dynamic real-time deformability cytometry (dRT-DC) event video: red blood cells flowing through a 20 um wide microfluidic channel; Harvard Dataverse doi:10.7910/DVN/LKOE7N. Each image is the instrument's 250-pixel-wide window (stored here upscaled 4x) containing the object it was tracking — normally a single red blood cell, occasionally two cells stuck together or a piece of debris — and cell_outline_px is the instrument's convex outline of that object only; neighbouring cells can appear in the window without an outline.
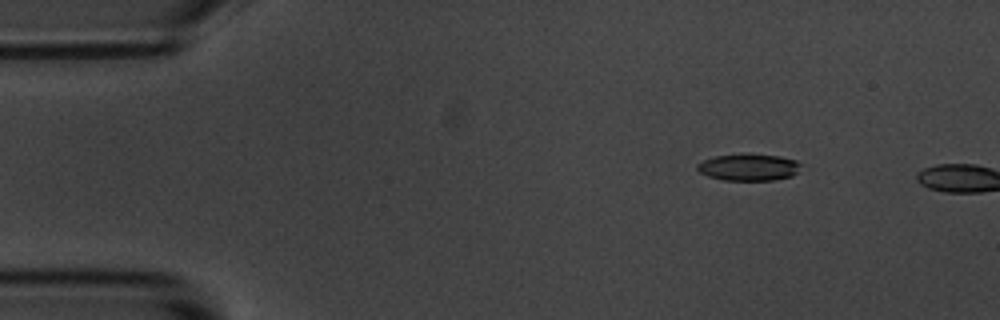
{"species": "common noctule bat (a hibernating species)", "species_latin": "Nyctalus noctula", "temperature_condition": "room temperature", "stored_images_in_passage": 3, "camera_frame_rate_fps": 3000, "um_per_image_px": 0.085, "animal": {"sex": "male", "body_mass_g": 20.1, "forearm_length_mm": 53.5}, "frame": {"image": 1, "passage_image": 1, "time_ms": 0.0, "image_size_px": [1000, 320], "cell_outline_px": [[804, 164], [792, 176], [776, 180], [724, 180], [708, 176], [700, 172], [696, 168], [696, 164], [704, 160], [716, 156], [744, 152], [748, 152], [780, 156], [796, 160]], "centroid_in_image_um": [63.67, 14.19], "position_along_channel_um": 21.3, "area_um2": 16.65}}